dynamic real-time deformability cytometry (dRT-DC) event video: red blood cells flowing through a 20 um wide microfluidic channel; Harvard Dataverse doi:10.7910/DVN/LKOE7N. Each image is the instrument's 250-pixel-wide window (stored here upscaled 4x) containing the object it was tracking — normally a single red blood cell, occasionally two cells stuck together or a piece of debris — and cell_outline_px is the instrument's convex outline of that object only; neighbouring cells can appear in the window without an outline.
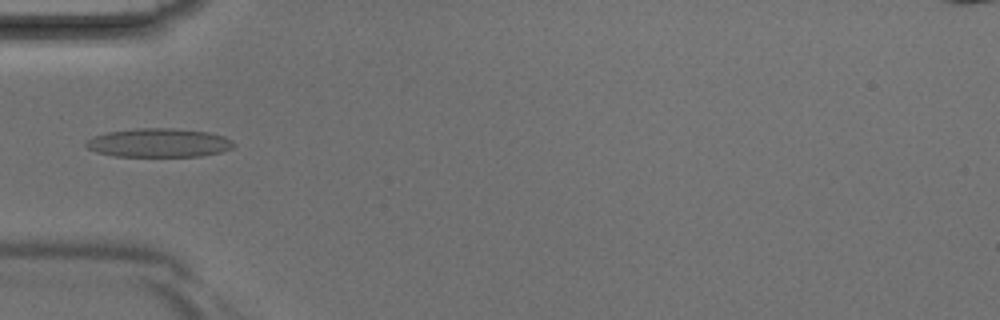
{"species": "Egyptian fruit bat (a non-hibernating species)", "species_latin": "Rousettus aegyptiacus", "temperature_condition": "room temperature", "stored_images_in_passage": 4, "camera_frame_rate_fps": 3000, "um_per_image_px": 0.085, "animal": {"sex": "male"}, "frame": {"image": 1, "passage_image": 4, "time_ms": 1.0, "image_size_px": [1000, 320], "cell_outline_px": [[236, 144], [232, 148], [220, 152], [200, 156], [112, 156], [96, 152], [88, 148], [84, 144], [92, 136], [108, 132], [136, 128], [172, 128], [208, 132], [224, 136], [232, 140]], "centroid_in_image_um": [13.49, 12.14], "position_along_channel_um": 71.5, "area_um2": 24.8}}